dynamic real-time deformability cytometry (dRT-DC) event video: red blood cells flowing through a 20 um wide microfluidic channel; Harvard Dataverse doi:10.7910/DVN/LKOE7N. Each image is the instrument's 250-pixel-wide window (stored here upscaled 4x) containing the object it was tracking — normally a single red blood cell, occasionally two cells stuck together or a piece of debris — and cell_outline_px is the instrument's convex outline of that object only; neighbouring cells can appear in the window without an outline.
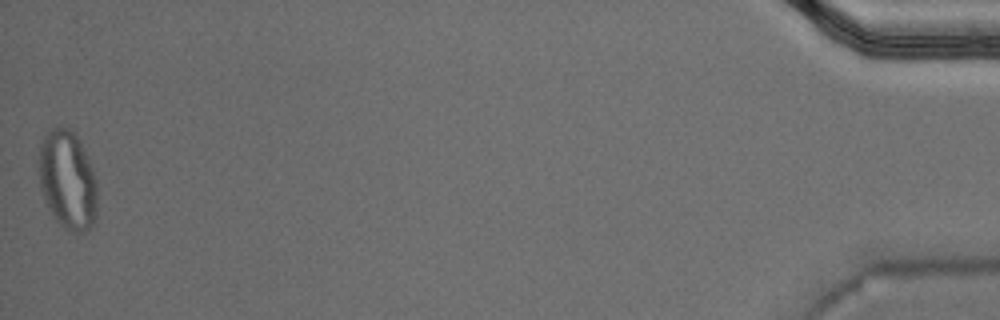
{"species": "Egyptian fruit bat (a non-hibernating species)", "species_latin": "Rousettus aegyptiacus", "temperature_condition": "warm", "stored_images_in_passage": 53, "camera_frame_rate_fps": 3000, "um_per_image_px": 0.085, "animal": {"sex": "male"}, "frame": {"image": 1, "passage_image": 53, "time_ms": 17.333, "image_size_px": [1000, 320], "cell_outline_px": [[96, 216], [92, 224], [84, 232], [72, 232], [64, 228], [56, 220], [40, 188], [40, 144], [44, 136], [52, 128], [68, 128], [80, 140], [88, 156], [96, 180]], "centroid_in_image_um": [5.76, 15.3], "position_along_channel_um": 429.4, "area_um2": 33.12}, "authors_computed_cell_mechanics": {"area_um2": 19.7676, "velocity_mm_per_s": 3.7759, "shape_relaxation_time_tau1_ms": null, "shape_relaxation_time_tau2_ms": 1.0703, "deformation_change_tau1": null, "deformation_change_tau2": 0.0691}}